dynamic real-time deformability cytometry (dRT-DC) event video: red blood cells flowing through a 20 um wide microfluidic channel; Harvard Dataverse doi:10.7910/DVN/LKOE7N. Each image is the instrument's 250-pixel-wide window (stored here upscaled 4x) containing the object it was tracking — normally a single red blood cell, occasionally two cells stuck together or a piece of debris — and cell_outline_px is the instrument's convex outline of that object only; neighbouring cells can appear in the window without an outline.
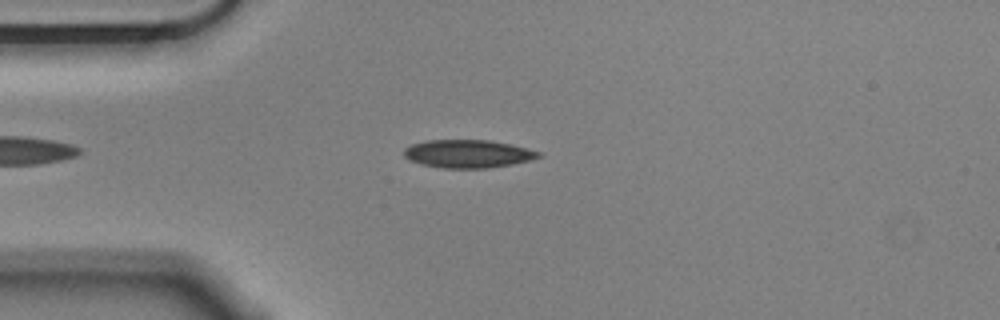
{"species": "Egyptian fruit bat (a non-hibernating species)", "species_latin": "Rousettus aegyptiacus", "temperature_condition": "cold", "stored_images_in_passage": 52, "camera_frame_rate_fps": 3000, "um_per_image_px": 0.085, "animal": {"sex": "male"}, "frame": {"image": 1, "passage_image": 10, "time_ms": 3.0, "image_size_px": [1000, 320], "cell_outline_px": [[540, 156], [532, 160], [512, 164], [488, 168], [444, 168], [420, 164], [404, 156], [404, 148], [412, 144], [424, 140], [488, 140], [508, 144], [540, 152]], "centroid_in_image_um": [39.74, 13.07], "position_along_channel_um": 45.3, "area_um2": 21.79}}
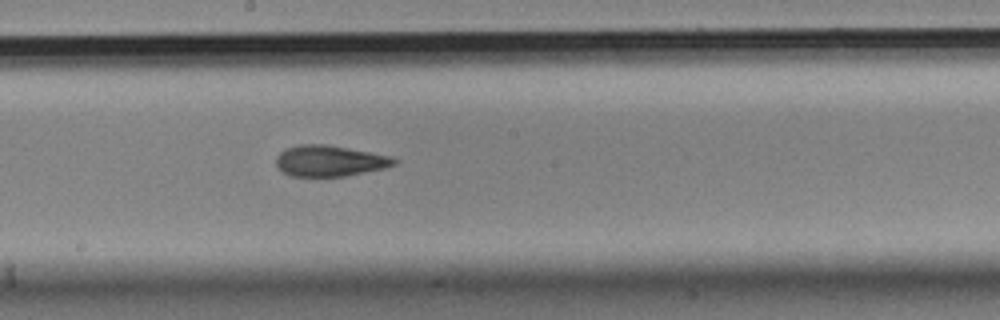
{"frame": {"image": 2, "passage_image": 26, "time_ms": 8.333, "image_size_px": [1000, 320], "cell_outline_px": [[400, 160], [396, 164], [384, 168], [344, 176], [292, 176], [284, 172], [276, 164], [276, 156], [280, 152], [288, 148], [300, 144], [324, 144], [348, 148], [388, 156]], "centroid_in_image_um": [28.02, 13.67], "position_along_channel_um": 220.2, "area_um2": 20.98}}
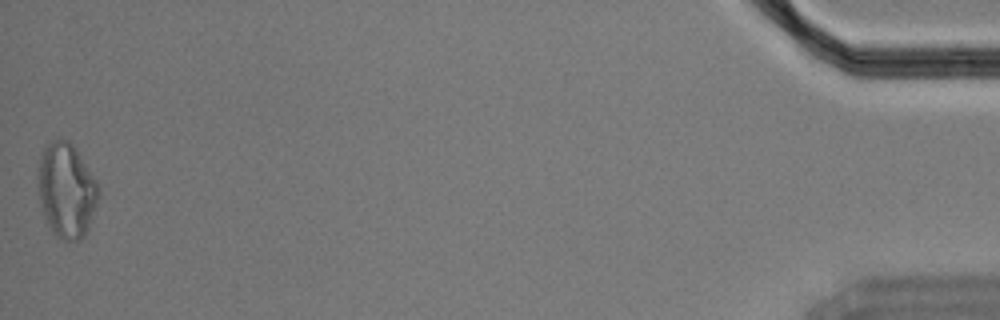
{"frame": {"image": 3, "passage_image": 52, "time_ms": 17.0, "image_size_px": [1000, 320], "cell_outline_px": [[100, 196], [84, 236], [80, 240], [64, 240], [56, 236], [52, 232], [44, 216], [40, 204], [36, 176], [40, 156], [44, 148], [52, 140], [68, 140], [72, 144], [96, 180], [100, 188]], "centroid_in_image_um": [5.63, 16.18], "position_along_channel_um": 429.6, "area_um2": 33.41}, "authors_computed_cell_mechanics": {"area_um2": 21.5594, "velocity_mm_per_s": 3.5443, "shape_relaxation_time_tau1_ms": 8.2809, "shape_relaxation_time_tau2_ms": 3.1825, "deformation_change_tau1": 0.1861, "deformation_change_tau2": 0.1052}}